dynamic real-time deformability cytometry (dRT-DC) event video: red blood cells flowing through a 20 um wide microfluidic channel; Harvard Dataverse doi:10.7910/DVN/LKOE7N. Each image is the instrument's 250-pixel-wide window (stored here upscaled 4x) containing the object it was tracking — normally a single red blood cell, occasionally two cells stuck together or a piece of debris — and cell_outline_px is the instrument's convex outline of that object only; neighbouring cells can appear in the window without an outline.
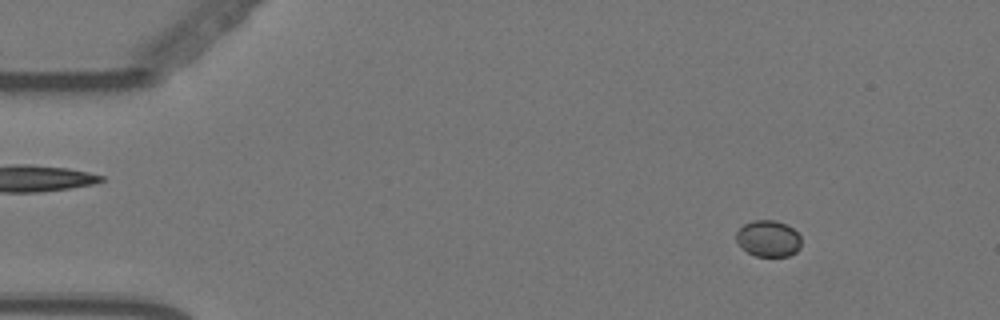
{"species": "Egyptian fruit bat (a non-hibernating species)", "species_latin": "Rousettus aegyptiacus", "temperature_condition": "warm", "stored_images_in_passage": 57, "camera_frame_rate_fps": 3000, "um_per_image_px": 0.085, "animal": {"sex": "female"}, "frame": {"image": 1, "passage_image": 7, "time_ms": 2.0, "image_size_px": [1000, 320], "cell_outline_px": [[800, 248], [796, 252], [788, 256], [756, 256], [748, 252], [736, 240], [736, 232], [744, 224], [752, 220], [776, 220], [788, 224], [800, 236]], "centroid_in_image_um": [65.32, 20.26], "position_along_channel_um": 19.7, "area_um2": 13.76}}
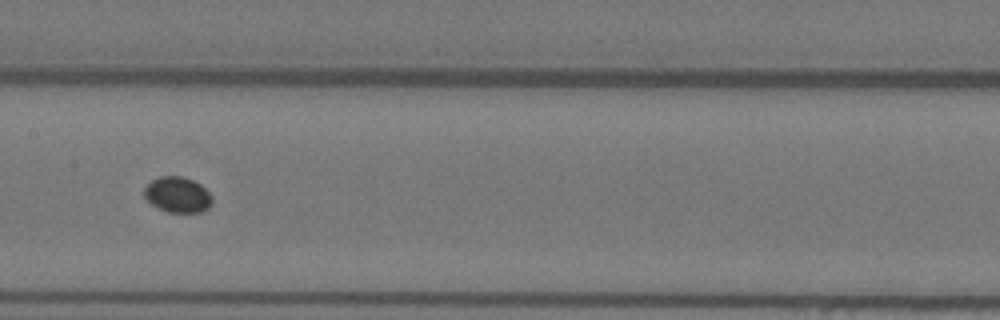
{"frame": {"image": 2, "passage_image": 29, "time_ms": 9.333, "image_size_px": [1000, 320], "cell_outline_px": [[212, 204], [208, 208], [200, 212], [168, 212], [152, 204], [144, 196], [144, 188], [152, 180], [160, 176], [184, 176], [200, 184], [212, 196]], "centroid_in_image_um": [15.11, 16.54], "position_along_channel_um": 192.3, "area_um2": 13.99}}
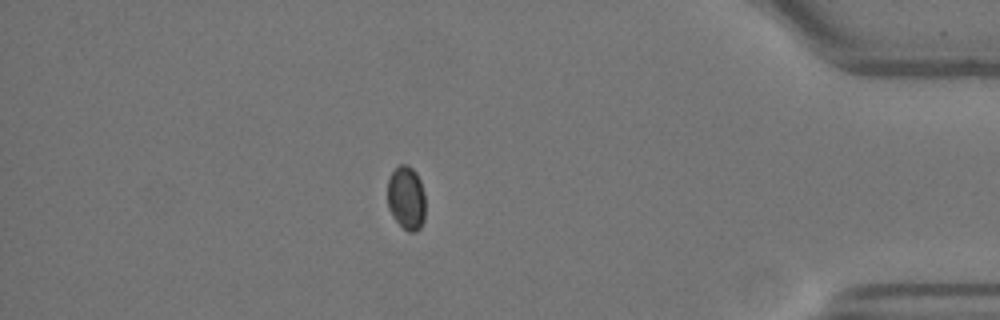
{"frame": {"image": 3, "passage_image": 50, "time_ms": 16.333, "image_size_px": [1000, 320], "cell_outline_px": [[424, 220], [420, 228], [416, 232], [408, 232], [392, 216], [388, 208], [388, 180], [392, 172], [400, 164], [408, 164], [416, 172], [420, 180], [424, 192]], "centroid_in_image_um": [34.54, 16.82], "position_along_channel_um": 400.7, "area_um2": 14.1}}